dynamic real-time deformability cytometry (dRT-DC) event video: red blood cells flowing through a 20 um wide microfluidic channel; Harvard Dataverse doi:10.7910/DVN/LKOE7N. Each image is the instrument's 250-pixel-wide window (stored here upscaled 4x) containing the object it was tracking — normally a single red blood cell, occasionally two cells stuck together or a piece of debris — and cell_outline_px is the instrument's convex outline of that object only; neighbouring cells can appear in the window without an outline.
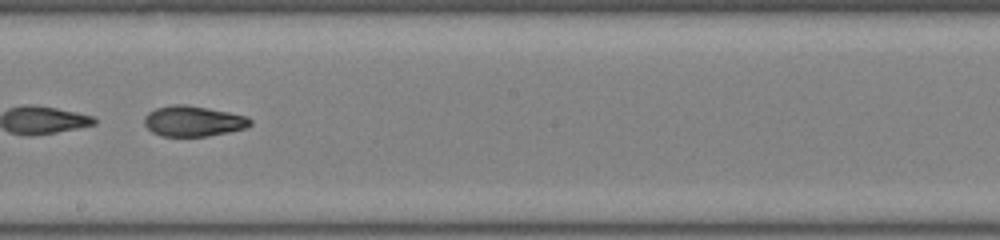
{"species": "common noctule bat (a hibernating species)", "species_latin": "Nyctalus noctula", "temperature_condition": "room temperature", "stored_images_in_passage": 37, "camera_frame_rate_fps": 3000, "um_per_image_px": 0.085, "animal": {"sex": "male", "body_mass_g": 19.0, "forearm_length_mm": 50.8}, "frame": {"image": 1, "passage_image": 16, "time_ms": 5.0, "image_size_px": [1000, 240], "cell_outline_px": [[252, 124], [248, 128], [228, 132], [204, 136], [160, 136], [152, 132], [144, 124], [144, 116], [148, 112], [156, 108], [172, 104], [184, 104], [208, 108], [248, 116], [252, 120]], "centroid_in_image_um": [16.43, 10.29], "position_along_channel_um": 231.8, "area_um2": 18.96}, "authors_computed_cell_mechanics": {"area_um2": 19.5942, "velocity_mm_per_s": 4.0408, "shape_relaxation_time_tau1_ms": 5.5419, "shape_relaxation_time_tau2_ms": 2.2062, "deformation_change_tau1": 0.2219, "deformation_change_tau2": 0.0814}}